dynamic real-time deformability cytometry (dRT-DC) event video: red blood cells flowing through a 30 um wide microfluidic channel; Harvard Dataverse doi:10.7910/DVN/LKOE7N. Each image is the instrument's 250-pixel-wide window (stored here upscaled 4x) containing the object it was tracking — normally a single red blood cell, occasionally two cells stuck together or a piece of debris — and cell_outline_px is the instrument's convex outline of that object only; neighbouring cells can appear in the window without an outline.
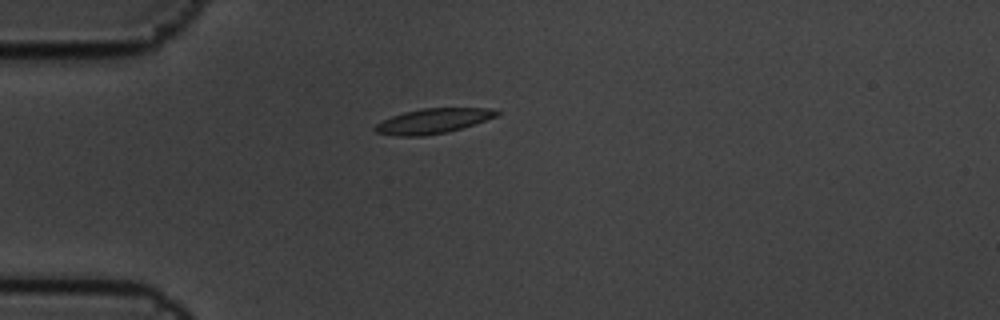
{"species": "common noctule bat (a hibernating species)", "species_latin": "Nyctalus noctula", "temperature_condition": "cold", "stored_images_in_passage": 11, "camera_frame_rate_fps": 3000, "um_per_image_px": 0.085, "animal": {"sex": "male", "body_mass_g": 19.5, "forearm_length_mm": 54.6}, "frame": {"image": 1, "passage_image": 4, "time_ms": 1.0, "image_size_px": [1000, 320], "cell_outline_px": [[500, 112], [496, 116], [460, 128], [444, 132], [424, 136], [396, 136], [376, 132], [372, 128], [376, 124], [392, 116], [404, 112], [424, 108], [488, 108]], "centroid_in_image_um": [36.74, 10.28], "position_along_channel_um": 48.3, "area_um2": 17.28}}
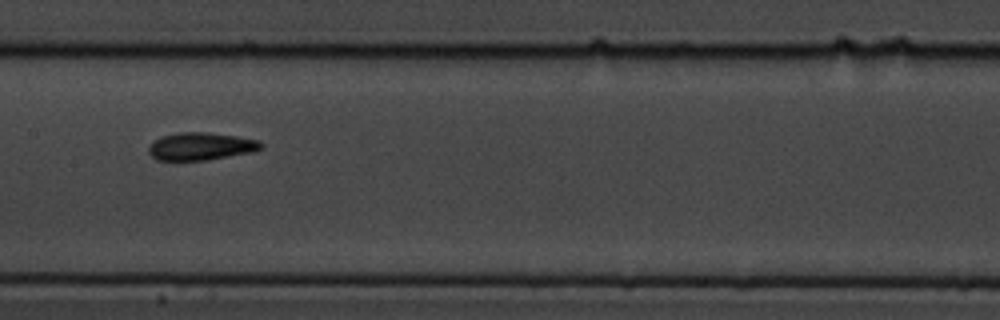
{"frame": {"image": 2, "passage_image": 8, "time_ms": 2.333, "image_size_px": [1000, 320], "cell_outline_px": [[264, 144], [260, 148], [252, 152], [208, 160], [156, 160], [148, 152], [148, 148], [160, 136], [180, 132], [208, 132], [236, 136], [260, 140]], "centroid_in_image_um": [17.08, 12.43], "position_along_channel_um": 190.3, "area_um2": 18.09}}
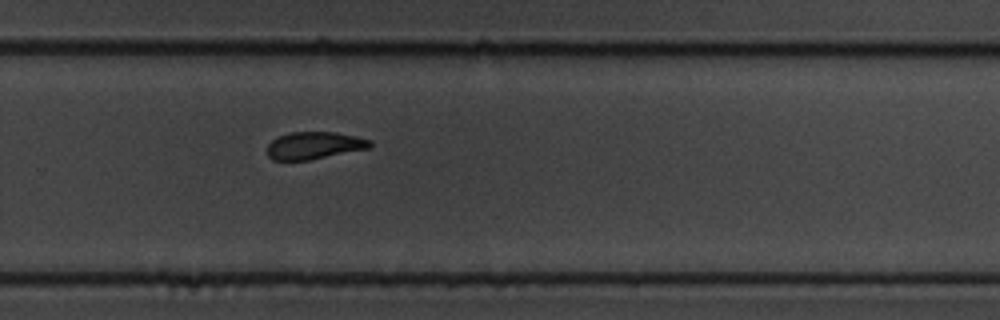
{"frame": {"image": 3, "passage_image": 11, "time_ms": 3.333, "image_size_px": [1000, 320], "cell_outline_px": [[372, 144], [368, 148], [308, 160], [272, 160], [268, 156], [268, 144], [276, 136], [292, 132], [336, 132], [356, 136], [372, 140]], "centroid_in_image_um": [26.69, 12.35], "position_along_channel_um": 303.1, "area_um2": 16.3}}